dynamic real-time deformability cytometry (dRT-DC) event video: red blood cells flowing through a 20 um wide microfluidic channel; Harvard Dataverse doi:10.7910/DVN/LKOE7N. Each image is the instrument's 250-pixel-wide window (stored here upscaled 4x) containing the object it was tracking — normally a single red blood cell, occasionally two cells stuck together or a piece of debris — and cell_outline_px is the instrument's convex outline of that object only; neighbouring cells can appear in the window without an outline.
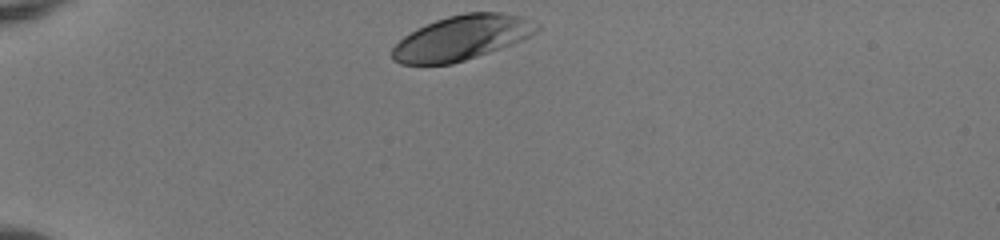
{"species": "human", "species_latin": "Homo sapiens", "temperature_condition": "room temperature", "stored_images_in_passage": 33, "camera_frame_rate_fps": 3000, "um_per_image_px": 0.085, "donor": {"sex": "female"}, "frame": {"image": 1, "passage_image": 1, "time_ms": 0.0, "image_size_px": [1000, 240], "cell_outline_px": [[540, 28], [536, 32], [520, 40], [500, 48], [452, 64], [400, 64], [392, 60], [392, 48], [404, 36], [416, 28], [436, 20], [448, 16], [464, 12], [500, 12], [524, 16], [540, 24]], "centroid_in_image_um": [39.25, 3.19], "position_along_channel_um": 45.8, "area_um2": 37.51}}
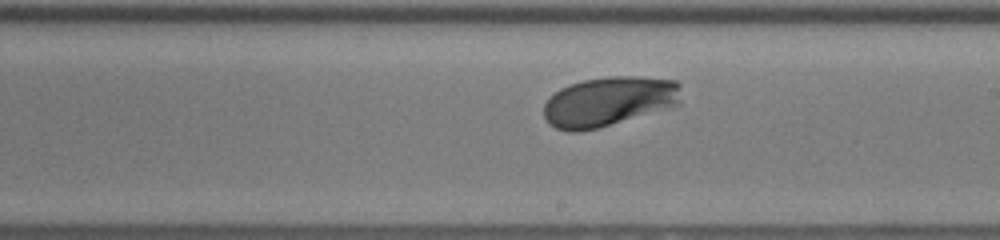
{"frame": {"image": 2, "passage_image": 19, "time_ms": 6.0, "image_size_px": [1000, 240], "cell_outline_px": [[680, 104], [668, 108], [596, 128], [580, 132], [568, 132], [556, 128], [548, 124], [544, 116], [544, 104], [560, 88], [568, 84], [584, 80], [608, 76], [632, 76], [676, 80], [680, 84]], "centroid_in_image_um": [51.74, 8.62], "position_along_channel_um": 237.3, "area_um2": 39.65}}
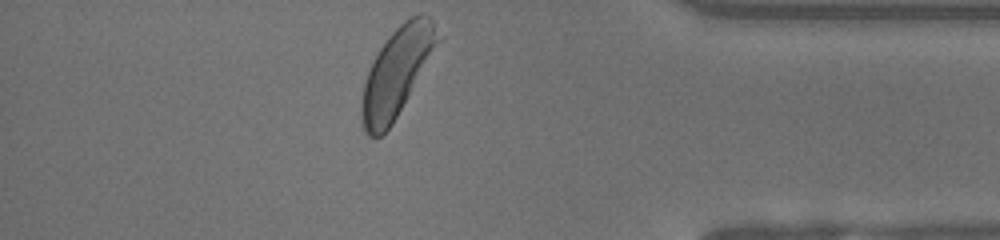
{"frame": {"image": 3, "passage_image": 33, "time_ms": 10.667, "image_size_px": [1000, 240], "cell_outline_px": [[444, 36], [392, 124], [380, 136], [368, 136], [364, 132], [360, 112], [360, 104], [364, 84], [368, 72], [380, 48], [388, 36], [404, 20], [420, 12], [428, 16], [432, 20]], "centroid_in_image_um": [33.76, 6.09], "position_along_channel_um": 401.4, "area_um2": 39.07}, "authors_computed_cell_mechanics": {"area_um2": 38.3214, "velocity_mm_per_s": 3.9458, "shape_relaxation_time_tau1_ms": 1.589, "shape_relaxation_time_tau2_ms": null, "deformation_change_tau1": 0.1209, "deformation_change_tau2": null}}